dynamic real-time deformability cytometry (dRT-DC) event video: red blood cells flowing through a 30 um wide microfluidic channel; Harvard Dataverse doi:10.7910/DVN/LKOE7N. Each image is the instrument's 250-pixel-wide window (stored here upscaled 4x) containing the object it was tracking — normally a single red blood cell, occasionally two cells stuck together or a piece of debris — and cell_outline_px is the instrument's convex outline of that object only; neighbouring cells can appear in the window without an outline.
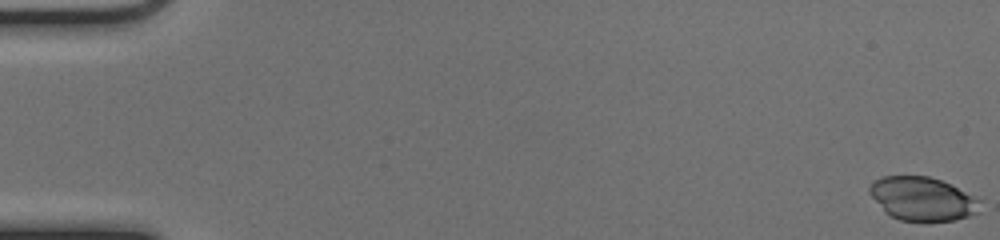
{"species": "common noctule bat (a hibernating species)", "species_latin": "Nyctalus noctula", "temperature_condition": "cold", "stored_images_in_passage": 53, "camera_frame_rate_fps": 3000, "um_per_image_px": 0.085, "animal": {"sex": "female", "body_mass_g": 17.0, "forearm_length_mm": 48.0}, "frame": {"image": 1, "passage_image": 1, "time_ms": 0.0, "image_size_px": [1000, 240], "cell_outline_px": [[980, 212], [956, 220], [900, 220], [884, 212], [868, 192], [868, 188], [876, 180], [884, 176], [928, 176], [940, 180], [980, 200]], "centroid_in_image_um": [78.38, 16.9], "position_along_channel_um": 6.6, "area_um2": 27.57}}